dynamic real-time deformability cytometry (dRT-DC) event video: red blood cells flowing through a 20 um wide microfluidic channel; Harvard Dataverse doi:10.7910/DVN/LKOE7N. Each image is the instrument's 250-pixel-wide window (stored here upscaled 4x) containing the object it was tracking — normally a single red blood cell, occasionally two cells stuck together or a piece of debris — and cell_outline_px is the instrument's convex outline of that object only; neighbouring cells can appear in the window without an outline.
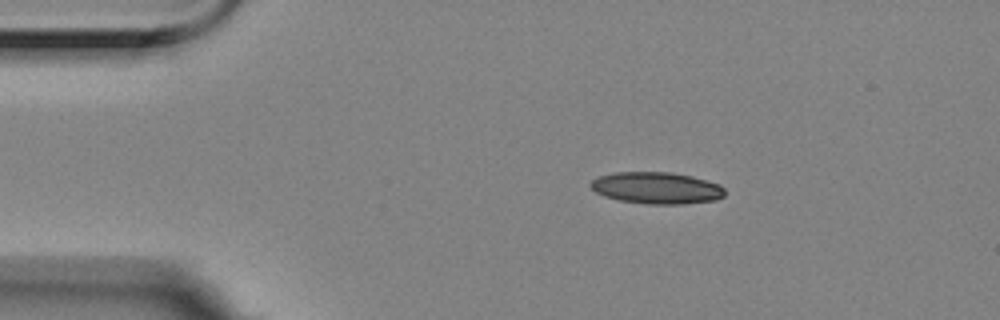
{"species": "Egyptian fruit bat (a non-hibernating species)", "species_latin": "Rousettus aegyptiacus", "temperature_condition": "room temperature", "stored_images_in_passage": 47, "camera_frame_rate_fps": 3000, "um_per_image_px": 0.085, "animal": {"sex": "female"}, "frame": {"image": 1, "passage_image": 1, "time_ms": 0.0, "image_size_px": [1000, 320], "cell_outline_px": [[724, 196], [716, 200], [684, 204], [648, 204], [620, 200], [604, 196], [596, 192], [588, 184], [592, 180], [600, 176], [616, 172], [672, 172], [692, 176], [720, 184], [724, 188]], "centroid_in_image_um": [55.83, 15.97], "position_along_channel_um": 29.2, "area_um2": 24.85}}
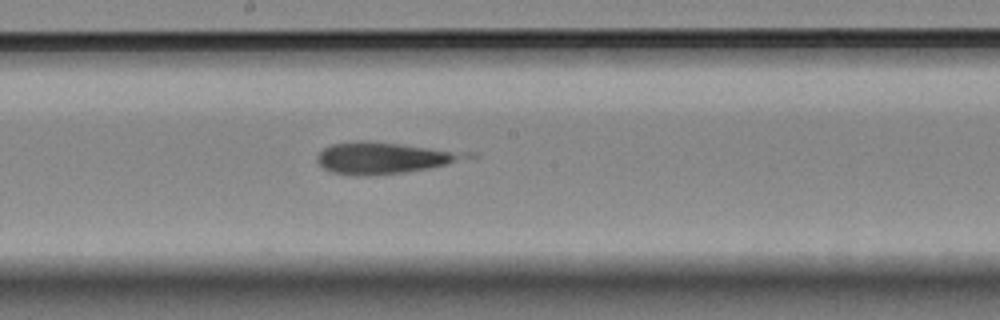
{"frame": {"image": 2, "passage_image": 21, "time_ms": 6.667, "image_size_px": [1000, 320], "cell_outline_px": [[480, 156], [448, 164], [408, 172], [372, 176], [352, 176], [328, 172], [316, 160], [316, 156], [324, 148], [332, 144], [360, 140], [400, 144], [476, 152]], "centroid_in_image_um": [32.73, 13.43], "position_along_channel_um": 215.5, "area_um2": 28.09}}
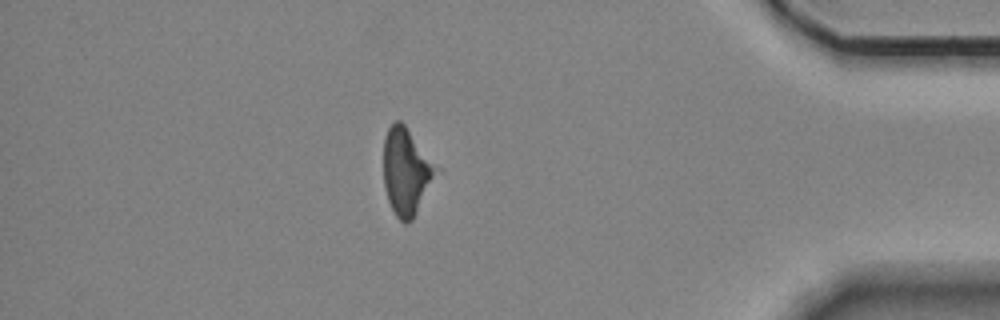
{"frame": {"image": 3, "passage_image": 40, "time_ms": 13.0, "image_size_px": [1000, 320], "cell_outline_px": [[440, 168], [412, 220], [408, 224], [404, 224], [396, 216], [388, 200], [384, 188], [384, 136], [388, 128], [396, 120], [400, 120], [404, 124]], "centroid_in_image_um": [34.53, 14.57], "position_along_channel_um": 400.7, "area_um2": 26.53}, "authors_computed_cell_mechanics": {"area_um2": 26.8192, "velocity_mm_per_s": 3.5508, "shape_relaxation_time_tau1_ms": null, "shape_relaxation_time_tau2_ms": 2.7793, "deformation_change_tau1": null, "deformation_change_tau2": 0.1371}}